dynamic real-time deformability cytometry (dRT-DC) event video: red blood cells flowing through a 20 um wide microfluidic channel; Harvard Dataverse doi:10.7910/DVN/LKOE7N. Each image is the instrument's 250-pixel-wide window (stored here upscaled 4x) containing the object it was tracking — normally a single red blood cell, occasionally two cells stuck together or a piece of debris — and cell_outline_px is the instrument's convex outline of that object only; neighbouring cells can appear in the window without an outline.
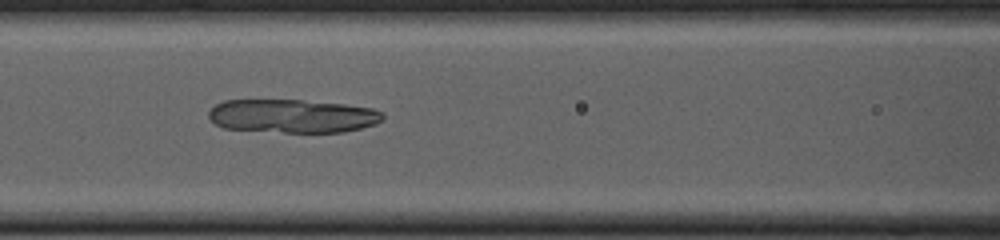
{"species": "common noctule bat (a hibernating species)", "species_latin": "Nyctalus noctula", "temperature_condition": "cold", "stored_images_in_passage": 54, "camera_frame_rate_fps": 3000, "um_per_image_px": 0.085, "animal": {"sex": "female", "body_mass_g": 23.0, "forearm_length_mm": 53.4}, "frame": {"image": 1, "passage_image": 23, "time_ms": 7.333, "image_size_px": [1000, 240], "cell_outline_px": [[384, 120], [376, 124], [344, 132], [284, 132], [224, 128], [216, 124], [208, 116], [208, 112], [216, 104], [224, 100], [300, 100], [344, 104], [372, 108], [384, 112]], "centroid_in_image_um": [24.9, 9.86], "position_along_channel_um": 141.7, "area_um2": 33.99}}
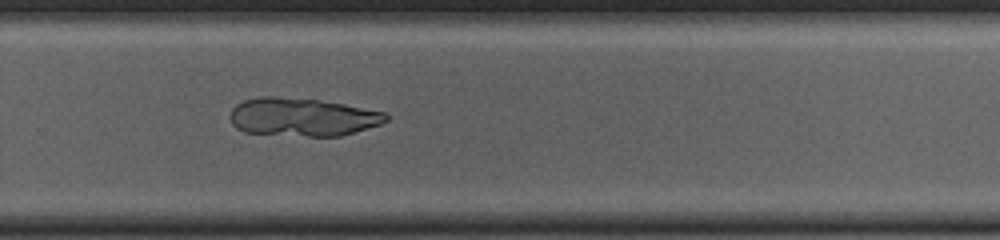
{"frame": {"image": 2, "passage_image": 36, "time_ms": 11.667, "image_size_px": [1000, 240], "cell_outline_px": [[388, 120], [380, 124], [340, 136], [308, 136], [244, 132], [236, 128], [232, 124], [228, 116], [232, 108], [236, 104], [244, 100], [260, 96], [276, 96], [316, 100], [344, 104], [384, 112], [388, 116]], "centroid_in_image_um": [25.65, 9.94], "position_along_channel_um": 304.2, "area_um2": 34.56}}